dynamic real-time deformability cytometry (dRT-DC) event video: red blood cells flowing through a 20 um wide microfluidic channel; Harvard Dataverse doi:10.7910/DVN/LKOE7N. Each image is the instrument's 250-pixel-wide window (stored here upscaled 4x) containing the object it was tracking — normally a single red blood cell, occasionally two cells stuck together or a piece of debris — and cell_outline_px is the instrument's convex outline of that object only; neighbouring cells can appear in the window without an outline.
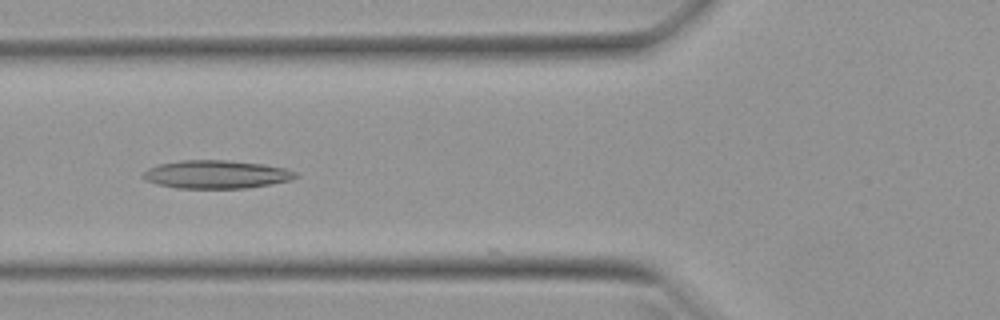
{"species": "Egyptian fruit bat (a non-hibernating species)", "species_latin": "Rousettus aegyptiacus", "temperature_condition": "warm", "stored_images_in_passage": 15, "camera_frame_rate_fps": 3000, "um_per_image_px": 0.085, "animal": {"sex": "female"}, "frame": {"image": 1, "passage_image": 6, "time_ms": 1.667, "image_size_px": [1000, 320], "cell_outline_px": [[300, 176], [292, 180], [244, 188], [176, 188], [156, 184], [144, 180], [140, 176], [148, 168], [160, 164], [180, 160], [224, 160], [264, 164], [284, 168], [296, 172]], "centroid_in_image_um": [18.36, 14.82], "position_along_channel_um": 107.4, "area_um2": 25.09}}